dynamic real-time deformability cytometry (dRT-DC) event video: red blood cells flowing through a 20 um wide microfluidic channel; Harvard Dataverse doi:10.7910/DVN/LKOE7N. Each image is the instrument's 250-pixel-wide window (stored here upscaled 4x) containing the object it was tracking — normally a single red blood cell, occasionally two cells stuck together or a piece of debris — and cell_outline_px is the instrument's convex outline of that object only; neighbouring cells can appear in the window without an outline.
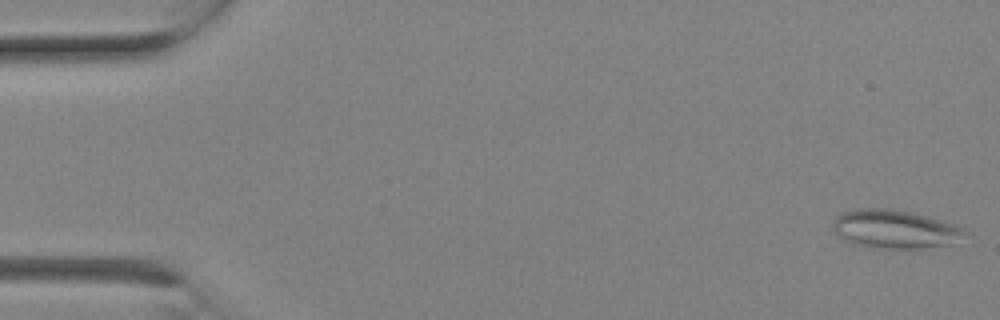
{"species": "Egyptian fruit bat (a non-hibernating species)", "species_latin": "Rousettus aegyptiacus", "temperature_condition": "room temperature", "stored_images_in_passage": 3, "camera_frame_rate_fps": 3000, "um_per_image_px": 0.085, "animal": {"sex": "female"}, "frame": {"image": 1, "passage_image": 1, "time_ms": 0.0, "image_size_px": [1000, 320], "cell_outline_px": [[972, 232], [948, 244], [924, 248], [868, 248], [852, 244], [844, 240], [832, 228], [832, 224], [836, 216], [844, 212], [856, 208], [892, 208], [912, 212], [928, 216], [964, 228]], "centroid_in_image_um": [76.03, 19.47], "position_along_channel_um": 9.0, "area_um2": 29.82}}